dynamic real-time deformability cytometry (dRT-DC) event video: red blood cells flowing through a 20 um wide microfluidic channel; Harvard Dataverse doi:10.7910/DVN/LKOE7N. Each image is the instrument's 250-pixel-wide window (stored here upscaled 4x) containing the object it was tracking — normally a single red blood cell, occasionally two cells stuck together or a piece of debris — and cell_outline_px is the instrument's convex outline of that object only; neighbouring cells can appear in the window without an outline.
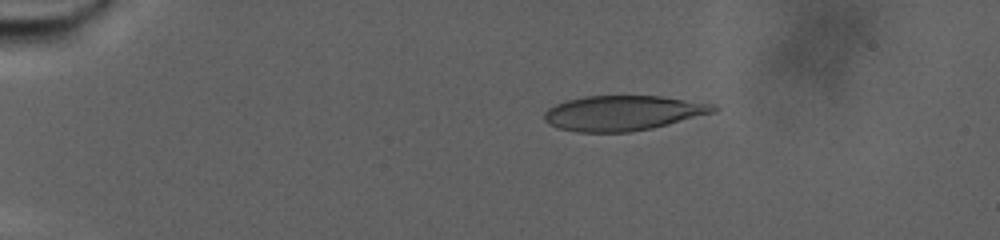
{"species": "human", "species_latin": "Homo sapiens", "temperature_condition": "warm", "stored_images_in_passage": 69, "camera_frame_rate_fps": 3000, "um_per_image_px": 0.085, "donor": {"sex": "male"}, "frame": {"image": 1, "passage_image": 2, "time_ms": 0.333, "image_size_px": [1000, 240], "cell_outline_px": [[720, 108], [716, 112], [652, 128], [628, 132], [576, 132], [556, 128], [548, 124], [544, 120], [544, 112], [548, 108], [556, 104], [568, 100], [584, 96], [660, 96], [716, 104]], "centroid_in_image_um": [52.95, 9.61], "position_along_channel_um": 32.0, "area_um2": 34.68}}
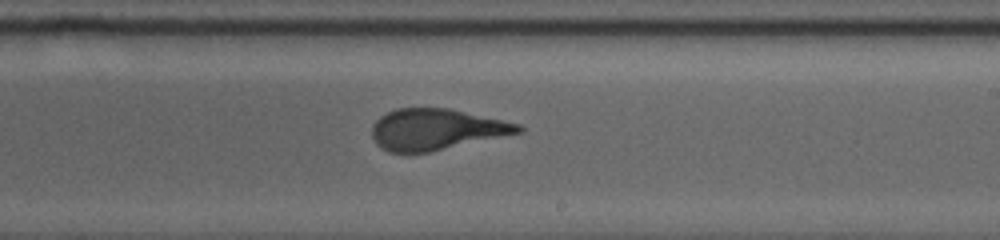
{"frame": {"image": 2, "passage_image": 38, "time_ms": 12.333, "image_size_px": [1000, 240], "cell_outline_px": [[524, 132], [428, 152], [388, 152], [376, 144], [372, 136], [372, 124], [380, 116], [396, 108], [448, 108], [520, 124], [524, 128]], "centroid_in_image_um": [37.07, 11.0], "position_along_channel_um": 251.9, "area_um2": 34.85}}
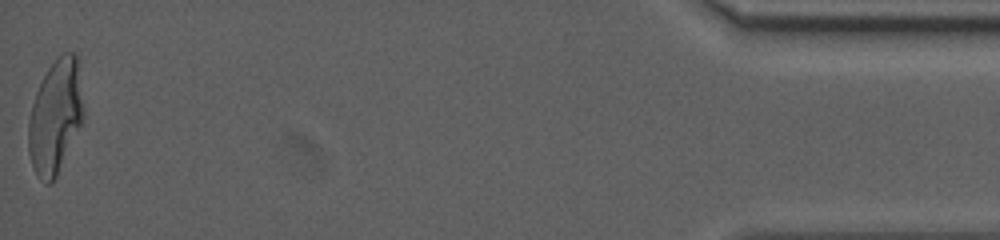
{"frame": {"image": 3, "passage_image": 69, "time_ms": 22.667, "image_size_px": [1000, 240], "cell_outline_px": [[84, 120], [52, 184], [44, 184], [40, 180], [32, 164], [28, 152], [28, 120], [32, 104], [36, 92], [48, 68], [56, 56], [60, 52], [76, 52], [84, 112]], "centroid_in_image_um": [4.7, 9.91], "position_along_channel_um": 430.5, "area_um2": 36.65}}